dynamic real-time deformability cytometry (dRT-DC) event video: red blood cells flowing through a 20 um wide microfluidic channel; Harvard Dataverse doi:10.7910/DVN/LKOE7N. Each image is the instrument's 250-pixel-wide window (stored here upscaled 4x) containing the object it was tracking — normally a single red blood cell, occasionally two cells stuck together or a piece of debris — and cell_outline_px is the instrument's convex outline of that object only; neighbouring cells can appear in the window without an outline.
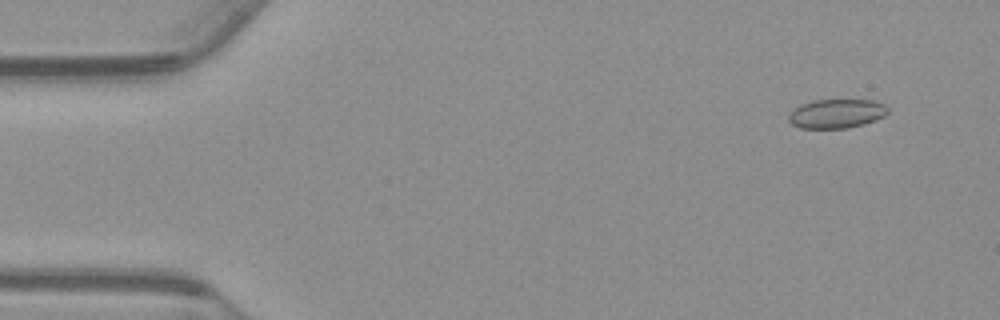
{"species": "common noctule bat (a hibernating species)", "species_latin": "Nyctalus noctula", "temperature_condition": "warm", "stored_images_in_passage": 56, "camera_frame_rate_fps": 3000, "um_per_image_px": 0.085, "animal": {"sex": "male", "body_mass_g": 23.1, "forearm_length_mm": 52.7}, "frame": {"image": 1, "passage_image": 5, "time_ms": 1.333, "image_size_px": [1000, 320], "cell_outline_px": [[888, 112], [884, 116], [876, 120], [864, 124], [848, 128], [800, 128], [792, 124], [788, 120], [788, 116], [800, 104], [812, 100], [872, 100], [884, 104], [888, 108]], "centroid_in_image_um": [71.11, 9.66], "position_along_channel_um": 13.9, "area_um2": 16.82}}
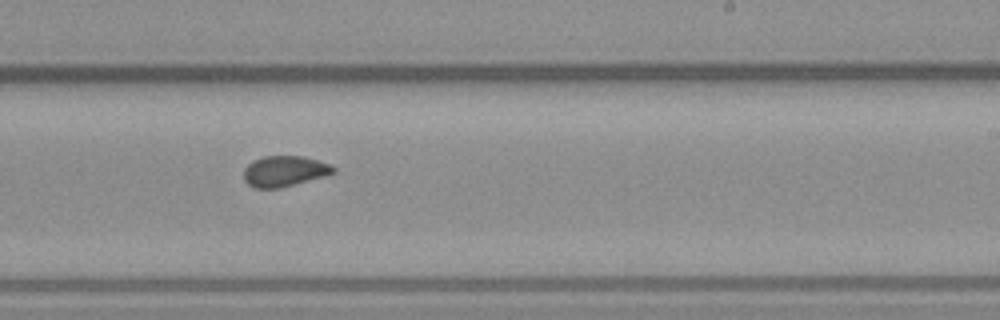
{"frame": {"image": 2, "passage_image": 34, "time_ms": 11.0, "image_size_px": [1000, 320], "cell_outline_px": [[336, 172], [324, 176], [280, 188], [256, 188], [248, 184], [244, 180], [244, 168], [252, 160], [264, 156], [304, 156], [328, 164], [336, 168]], "centroid_in_image_um": [24.15, 14.54], "position_along_channel_um": 264.8, "area_um2": 15.95}}
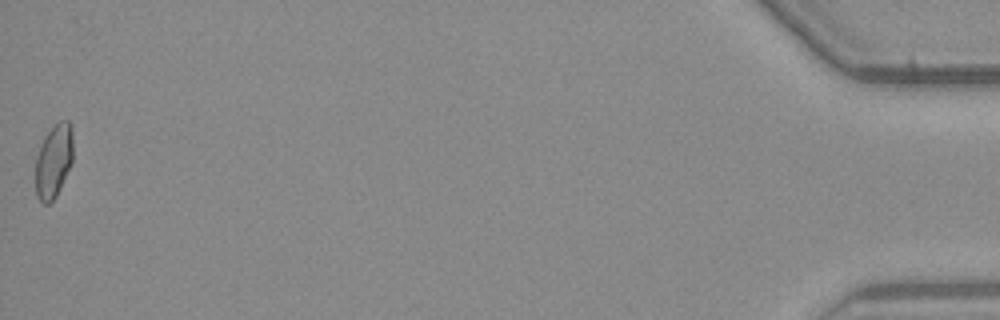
{"frame": {"image": 3, "passage_image": 56, "time_ms": 18.333, "image_size_px": [1000, 320], "cell_outline_px": [[72, 160], [60, 188], [56, 196], [48, 204], [44, 204], [36, 196], [36, 156], [40, 144], [44, 136], [60, 120], [68, 120], [72, 124]], "centroid_in_image_um": [4.55, 13.66], "position_along_channel_um": 430.6, "area_um2": 16.01}, "authors_computed_cell_mechanics": {"area_um2": 16.4441, "velocity_mm_per_s": 3.7182, "shape_relaxation_time_tau1_ms": null, "shape_relaxation_time_tau2_ms": 0.8207, "deformation_change_tau1": null, "deformation_change_tau2": 0.0442}}